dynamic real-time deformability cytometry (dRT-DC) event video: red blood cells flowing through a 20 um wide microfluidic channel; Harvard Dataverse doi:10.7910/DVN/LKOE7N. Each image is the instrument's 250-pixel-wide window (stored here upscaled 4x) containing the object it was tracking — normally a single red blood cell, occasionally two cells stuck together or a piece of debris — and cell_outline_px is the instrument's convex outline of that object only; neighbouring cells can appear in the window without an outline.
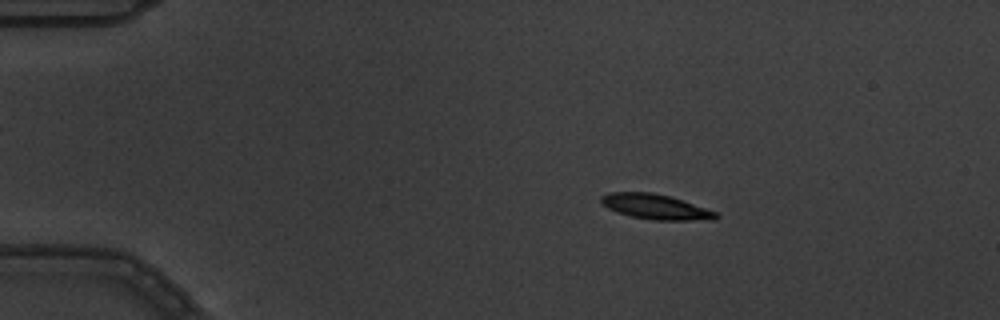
{"species": "common noctule bat (a hibernating species)", "species_latin": "Nyctalus noctula", "temperature_condition": "warm", "stored_images_in_passage": 4, "camera_frame_rate_fps": 3000, "um_per_image_px": 0.085, "animal": {"sex": "male", "body_mass_g": 19.5, "forearm_length_mm": 54.6}, "frame": {"image": 1, "passage_image": 2, "time_ms": 0.333, "image_size_px": [1000, 320], "cell_outline_px": [[720, 216], [712, 220], [652, 220], [632, 216], [616, 212], [608, 208], [600, 200], [600, 196], [608, 192], [652, 192], [668, 196], [716, 212]], "centroid_in_image_um": [55.68, 17.57], "position_along_channel_um": 29.3, "area_um2": 16.53}}